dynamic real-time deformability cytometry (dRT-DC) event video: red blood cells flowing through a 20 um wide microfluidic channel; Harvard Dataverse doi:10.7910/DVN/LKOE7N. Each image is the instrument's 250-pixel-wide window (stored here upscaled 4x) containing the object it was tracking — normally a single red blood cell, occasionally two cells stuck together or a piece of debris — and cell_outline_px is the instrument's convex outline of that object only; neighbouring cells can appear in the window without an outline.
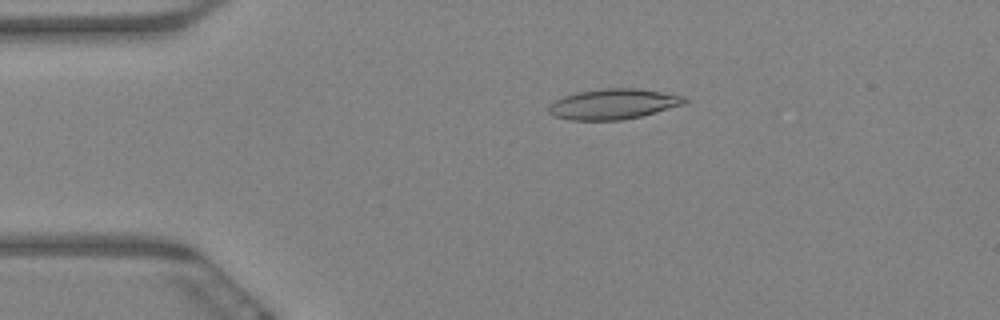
{"species": "Egyptian fruit bat (a non-hibernating species)", "species_latin": "Rousettus aegyptiacus", "temperature_condition": "warm", "stored_images_in_passage": 56, "camera_frame_rate_fps": 3000, "um_per_image_px": 0.085, "animal": {"sex": "female"}, "frame": {"image": 1, "passage_image": 9, "time_ms": 2.667, "image_size_px": [1000, 320], "cell_outline_px": [[672, 104], [636, 116], [604, 120], [592, 120], [564, 116], [576, 96], [592, 92], [652, 92], [668, 96]], "centroid_in_image_um": [52.31, 8.92], "position_along_channel_um": 32.7, "area_um2": 16.47}}
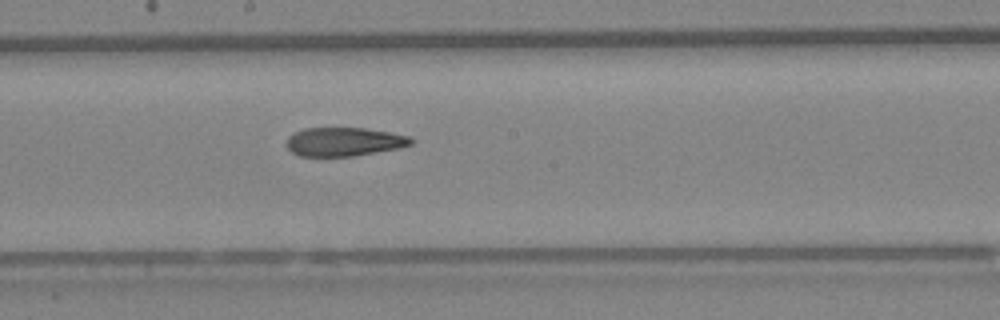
{"frame": {"image": 2, "passage_image": 29, "time_ms": 9.333, "image_size_px": [1000, 320], "cell_outline_px": [[408, 140], [404, 144], [388, 148], [364, 152], [336, 156], [316, 156], [296, 152], [292, 148], [292, 140], [296, 136], [304, 132], [320, 128], [348, 128], [380, 132], [400, 136]], "centroid_in_image_um": [29.18, 12.04], "position_along_channel_um": 219.0, "area_um2": 17.22}}
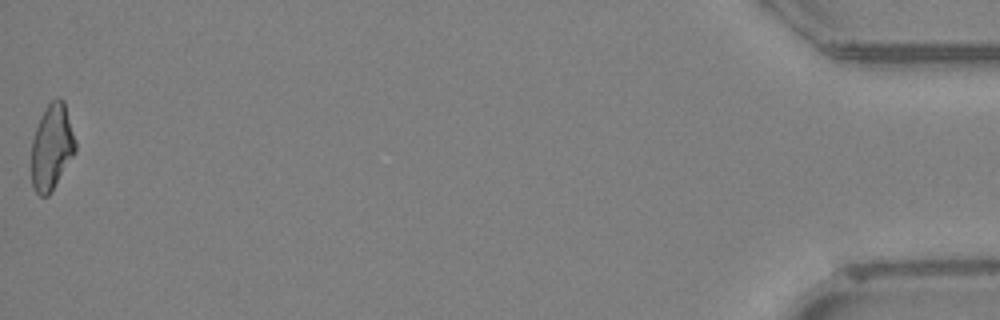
{"frame": {"image": 3, "passage_image": 56, "time_ms": 18.333, "image_size_px": [1000, 320], "cell_outline_px": [[72, 152], [52, 188], [48, 192], [36, 188], [32, 176], [32, 152], [64, 104], [72, 136]], "centroid_in_image_um": [4.44, 12.96], "position_along_channel_um": 430.8, "area_um2": 15.26}}